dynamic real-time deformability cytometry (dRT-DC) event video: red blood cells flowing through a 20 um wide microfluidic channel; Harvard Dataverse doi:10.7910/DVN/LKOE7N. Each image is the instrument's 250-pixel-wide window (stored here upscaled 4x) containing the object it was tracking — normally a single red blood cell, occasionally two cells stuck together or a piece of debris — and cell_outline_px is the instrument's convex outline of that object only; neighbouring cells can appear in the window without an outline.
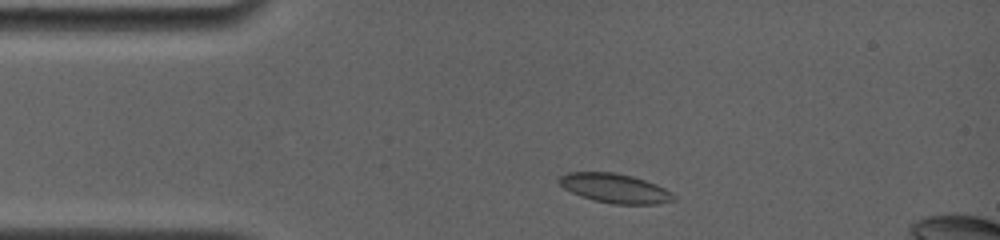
{"species": "common noctule bat (a hibernating species)", "species_latin": "Nyctalus noctula", "temperature_condition": "room temperature", "stored_images_in_passage": 4, "camera_frame_rate_fps": 4000, "um_per_image_px": 0.085, "animal": {"sex": "female", "body_mass_g": 19.0, "forearm_length_mm": 56.7}, "frame": {"image": 1, "passage_image": 1, "time_ms": 0.0, "image_size_px": [1000, 240], "cell_outline_px": [[676, 200], [656, 204], [612, 204], [580, 196], [564, 188], [556, 180], [560, 176], [568, 172], [616, 172], [632, 176], [656, 184], [672, 192], [676, 196]], "centroid_in_image_um": [52.28, 16.0], "position_along_channel_um": 32.7, "area_um2": 19.59}}
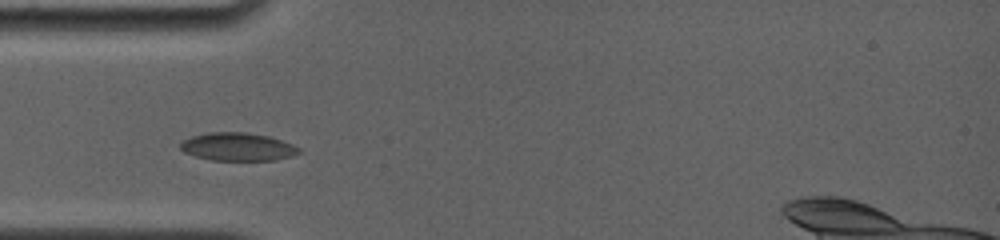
{"frame": {"image": 2, "passage_image": 3, "time_ms": 1.75, "image_size_px": [1000, 240], "cell_outline_px": [[300, 152], [292, 156], [276, 160], [212, 160], [196, 156], [184, 152], [180, 148], [180, 144], [184, 140], [192, 136], [208, 132], [244, 132], [268, 136], [292, 144], [300, 148]], "centroid_in_image_um": [20.21, 12.48], "position_along_channel_um": 64.8, "area_um2": 19.25}}